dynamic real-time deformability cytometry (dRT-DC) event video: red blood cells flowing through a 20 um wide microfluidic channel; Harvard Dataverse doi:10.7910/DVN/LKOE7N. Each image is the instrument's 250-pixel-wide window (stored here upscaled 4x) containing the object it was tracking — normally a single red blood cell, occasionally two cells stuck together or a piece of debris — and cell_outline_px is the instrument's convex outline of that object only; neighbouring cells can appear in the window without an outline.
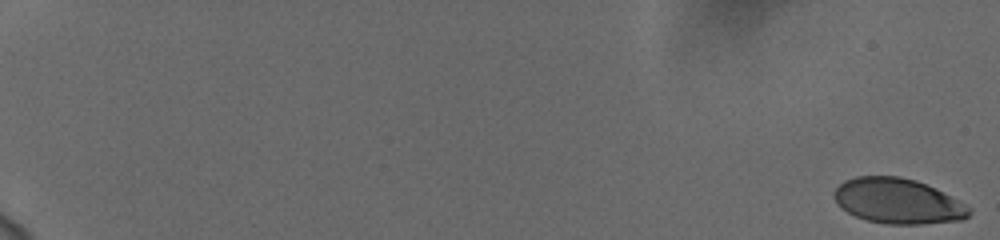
{"species": "human", "species_latin": "Homo sapiens", "temperature_condition": "cold", "stored_images_in_passage": 58, "camera_frame_rate_fps": 3000, "um_per_image_px": 0.085, "donor": {"sex": "female"}, "frame": {"image": 1, "passage_image": 1, "time_ms": 0.0, "image_size_px": [1000, 240], "cell_outline_px": [[972, 212], [964, 220], [920, 224], [888, 224], [868, 220], [856, 216], [840, 208], [836, 204], [832, 196], [836, 188], [844, 180], [856, 176], [900, 176], [916, 180], [936, 188], [972, 208]], "centroid_in_image_um": [76.31, 17.09], "position_along_channel_um": 8.7, "area_um2": 35.84}}
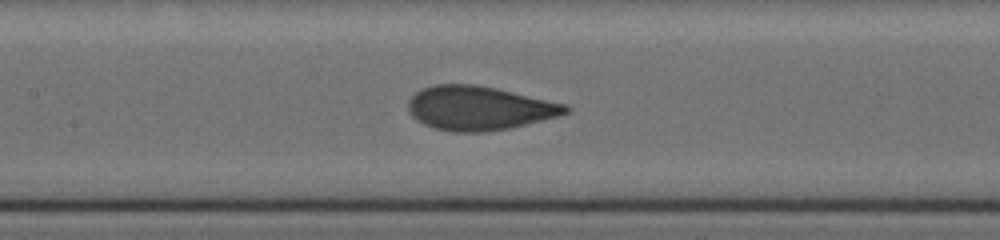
{"frame": {"image": 2, "passage_image": 32, "time_ms": 10.333, "image_size_px": [1000, 240], "cell_outline_px": [[572, 108], [568, 112], [560, 116], [508, 128], [488, 132], [452, 132], [432, 128], [416, 120], [408, 112], [408, 100], [416, 92], [432, 84], [476, 84], [496, 88], [568, 104]], "centroid_in_image_um": [40.72, 9.19], "position_along_channel_um": 166.7, "area_um2": 40.69}}
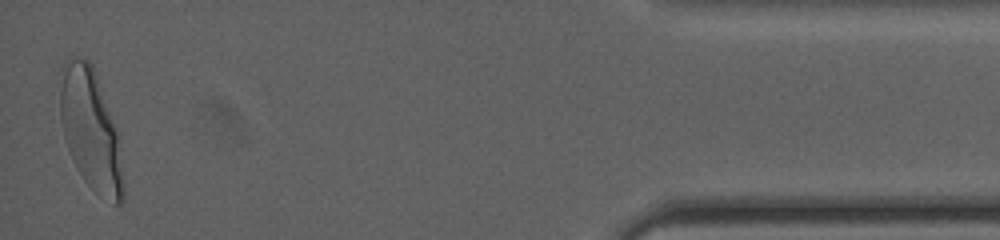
{"frame": {"image": 3, "passage_image": 58, "time_ms": 19.0, "image_size_px": [1000, 240], "cell_outline_px": [[124, 200], [120, 204], [116, 204], [96, 192], [84, 180], [76, 168], [72, 160], [64, 136], [60, 120], [60, 68], [64, 60], [68, 56], [76, 56], [88, 60], [92, 64], [96, 72], [116, 132], [124, 184]], "centroid_in_image_um": [7.66, 10.97], "position_along_channel_um": 427.5, "area_um2": 44.1}, "authors_computed_cell_mechanics": {"area_um2": 39.3907, "velocity_mm_per_s": 3.7421, "shape_relaxation_time_tau1_ms": 4.7748, "shape_relaxation_time_tau2_ms": null, "deformation_change_tau1": 0.1832, "deformation_change_tau2": null}}